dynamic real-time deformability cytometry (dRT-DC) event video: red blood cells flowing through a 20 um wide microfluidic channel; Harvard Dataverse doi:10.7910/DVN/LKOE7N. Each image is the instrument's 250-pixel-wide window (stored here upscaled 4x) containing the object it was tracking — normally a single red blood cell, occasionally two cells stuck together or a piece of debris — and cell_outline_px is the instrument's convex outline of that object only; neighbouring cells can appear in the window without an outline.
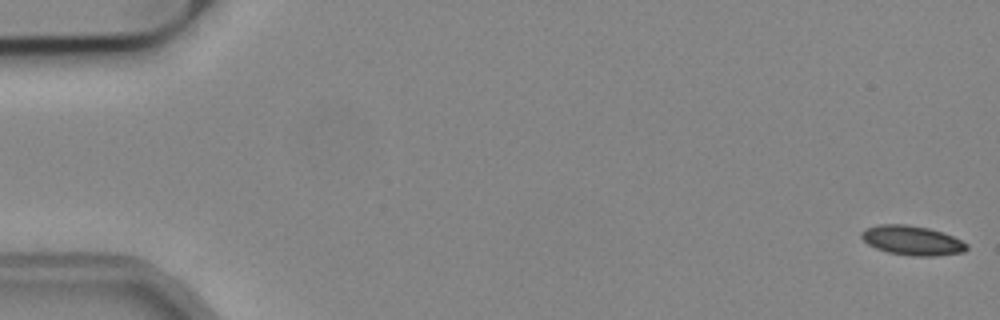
{"species": "common noctule bat (a hibernating species)", "species_latin": "Nyctalus noctula", "temperature_condition": "cold", "stored_images_in_passage": 16, "camera_frame_rate_fps": 3000, "um_per_image_px": 0.085, "animal": {"sex": "male", "body_mass_g": 19.2, "forearm_length_mm": 51.8}, "frame": {"image": 1, "passage_image": 1, "time_ms": 0.0, "image_size_px": [1000, 320], "cell_outline_px": [[968, 248], [964, 252], [936, 256], [912, 256], [888, 252], [876, 248], [868, 244], [860, 236], [860, 232], [864, 228], [880, 224], [904, 224], [928, 228], [952, 236], [968, 244]], "centroid_in_image_um": [77.51, 20.44], "position_along_channel_um": 7.5, "area_um2": 18.03}}
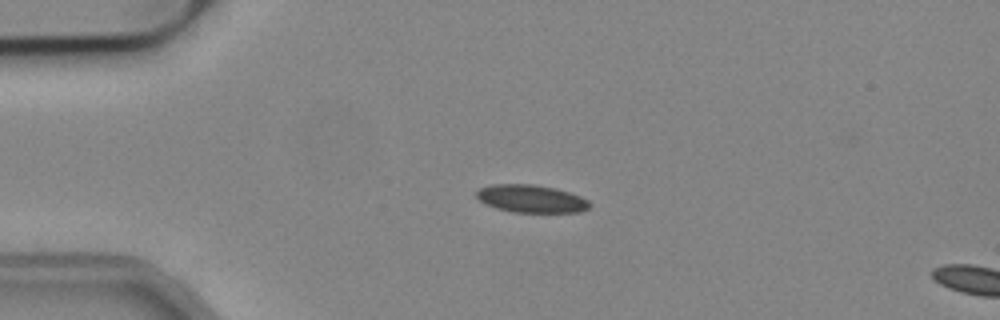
{"frame": {"image": 2, "passage_image": 13, "time_ms": 4.0, "image_size_px": [1000, 320], "cell_outline_px": [[592, 204], [588, 208], [580, 212], [512, 212], [496, 208], [484, 204], [476, 196], [476, 192], [480, 188], [492, 184], [536, 184], [556, 188], [580, 196], [588, 200]], "centroid_in_image_um": [45.15, 16.89], "position_along_channel_um": 39.9, "area_um2": 18.38}}